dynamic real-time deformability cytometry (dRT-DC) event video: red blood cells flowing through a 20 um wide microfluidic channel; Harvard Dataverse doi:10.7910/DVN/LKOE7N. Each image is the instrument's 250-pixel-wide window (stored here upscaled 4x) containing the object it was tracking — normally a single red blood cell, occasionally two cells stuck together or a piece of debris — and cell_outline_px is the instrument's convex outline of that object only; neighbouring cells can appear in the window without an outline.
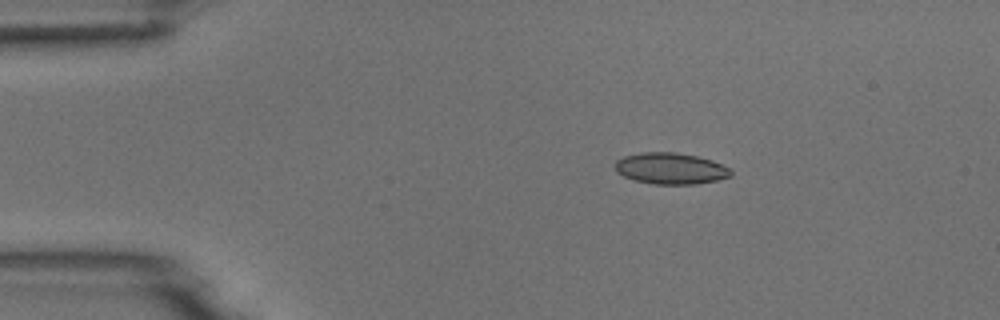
{"species": "common noctule bat (a hibernating species)", "species_latin": "Nyctalus noctula", "temperature_condition": "room temperature", "stored_images_in_passage": 6, "camera_frame_rate_fps": 3000, "um_per_image_px": 0.085, "animal": {"sex": "male", "body_mass_g": 18.8}, "frame": {"image": 1, "passage_image": 3, "time_ms": 2.333, "image_size_px": [1000, 320], "cell_outline_px": [[732, 176], [716, 180], [696, 184], [652, 184], [632, 180], [616, 172], [616, 160], [624, 156], [640, 152], [676, 152], [696, 156], [712, 160], [728, 168], [732, 172]], "centroid_in_image_um": [56.97, 14.32], "position_along_channel_um": 28.0, "area_um2": 21.15}}
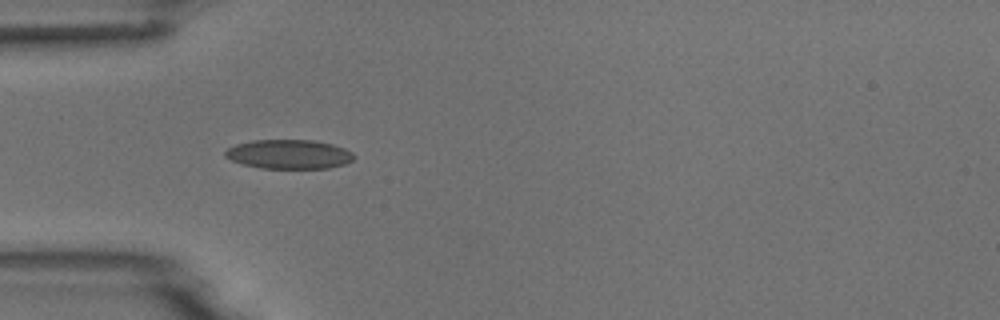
{"frame": {"image": 2, "passage_image": 5, "time_ms": 4.667, "image_size_px": [1000, 320], "cell_outline_px": [[356, 156], [352, 160], [344, 164], [328, 168], [260, 168], [240, 164], [224, 156], [224, 152], [228, 148], [236, 144], [252, 140], [312, 140], [332, 144], [344, 148], [352, 152]], "centroid_in_image_um": [24.54, 13.11], "position_along_channel_um": 60.5, "area_um2": 21.96}}
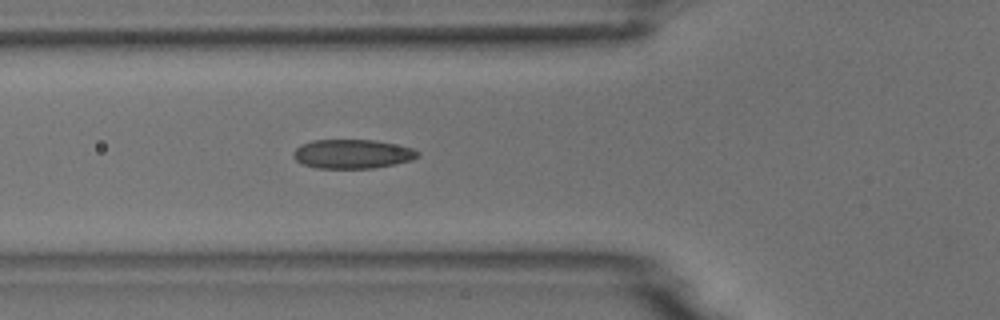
{"frame": {"image": 3, "passage_image": 6, "time_ms": 5.667, "image_size_px": [1000, 320], "cell_outline_px": [[420, 156], [412, 160], [396, 164], [372, 168], [316, 168], [304, 164], [296, 160], [292, 156], [292, 152], [300, 144], [312, 140], [372, 140], [412, 148], [420, 152]], "centroid_in_image_um": [29.93, 13.09], "position_along_channel_um": 95.9, "area_um2": 21.1}}